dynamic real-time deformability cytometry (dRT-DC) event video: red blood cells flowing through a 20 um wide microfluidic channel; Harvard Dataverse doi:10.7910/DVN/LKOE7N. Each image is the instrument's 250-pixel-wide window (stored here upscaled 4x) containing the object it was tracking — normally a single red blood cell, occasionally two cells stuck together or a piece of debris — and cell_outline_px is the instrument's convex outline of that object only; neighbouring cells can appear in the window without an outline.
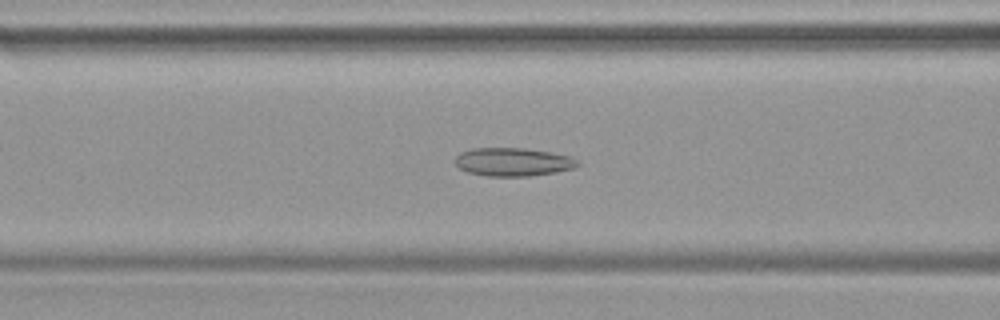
{"species": "common noctule bat (a hibernating species)", "species_latin": "Nyctalus noctula", "temperature_condition": "warm", "stored_images_in_passage": 46, "camera_frame_rate_fps": 3000, "um_per_image_px": 0.085, "animal": {"sex": "female", "body_mass_g": 19.9}, "frame": {"image": 1, "passage_image": 18, "time_ms": 5.667, "image_size_px": [1000, 320], "cell_outline_px": [[580, 164], [572, 168], [556, 172], [528, 176], [488, 176], [468, 172], [460, 168], [456, 164], [456, 156], [460, 152], [472, 148], [524, 148], [548, 152], [568, 156], [580, 160]], "centroid_in_image_um": [43.6, 13.76], "position_along_channel_um": 123.0, "area_um2": 20.06}}
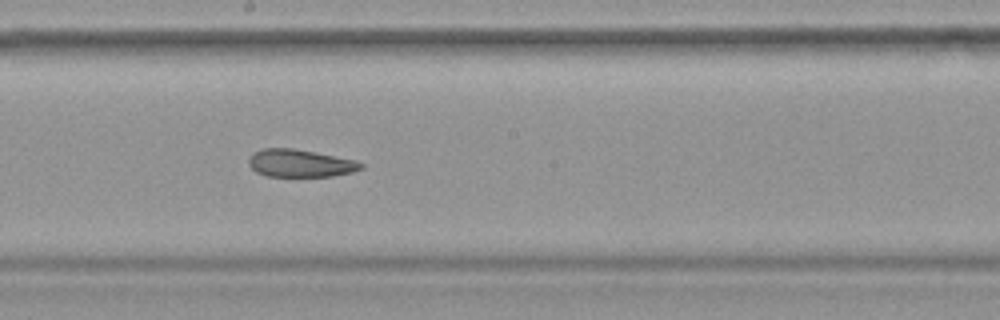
{"frame": {"image": 2, "passage_image": 25, "time_ms": 8.0, "image_size_px": [1000, 320], "cell_outline_px": [[364, 168], [352, 172], [332, 176], [268, 176], [256, 172], [248, 164], [248, 160], [252, 152], [264, 148], [292, 148], [356, 160], [364, 164]], "centroid_in_image_um": [25.5, 13.87], "position_along_channel_um": 222.7, "area_um2": 18.03}}
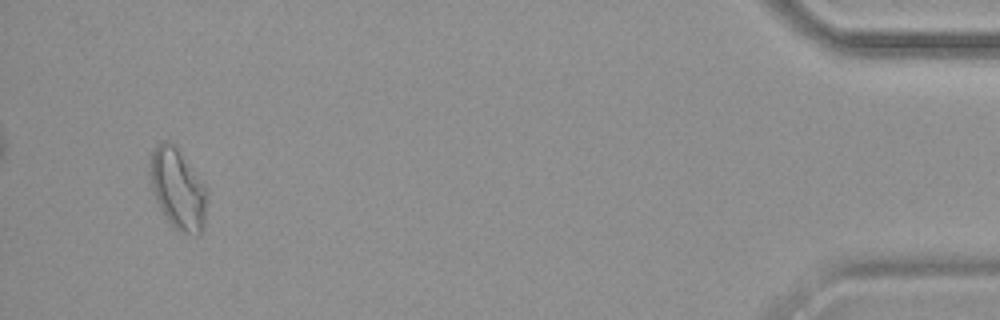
{"frame": {"image": 3, "passage_image": 44, "time_ms": 14.333, "image_size_px": [1000, 320], "cell_outline_px": [[208, 192], [204, 228], [196, 236], [180, 232], [172, 228], [164, 216], [156, 200], [152, 188], [148, 172], [152, 152], [156, 144], [164, 140], [168, 140], [176, 144], [204, 184]], "centroid_in_image_um": [15.12, 16.06], "position_along_channel_um": 420.1, "area_um2": 27.46}}